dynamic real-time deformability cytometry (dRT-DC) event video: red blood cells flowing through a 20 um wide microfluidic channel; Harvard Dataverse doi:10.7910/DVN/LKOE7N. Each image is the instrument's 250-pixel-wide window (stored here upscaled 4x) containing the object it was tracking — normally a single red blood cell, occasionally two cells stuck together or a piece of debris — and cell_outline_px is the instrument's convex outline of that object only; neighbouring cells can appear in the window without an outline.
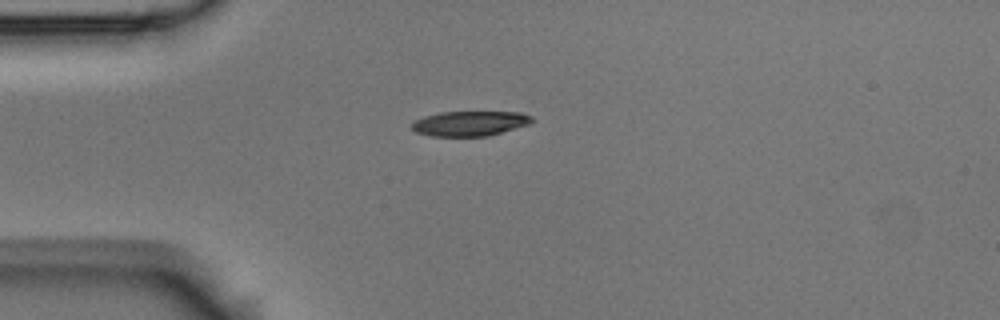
{"species": "Egyptian fruit bat (a non-hibernating species)", "species_latin": "Rousettus aegyptiacus", "temperature_condition": "room temperature", "stored_images_in_passage": 8, "camera_frame_rate_fps": 3000, "um_per_image_px": 0.085, "animal": {"sex": "male"}, "frame": {"image": 1, "passage_image": 1, "time_ms": 0.0, "image_size_px": [1000, 320], "cell_outline_px": [[532, 120], [528, 124], [488, 136], [428, 136], [416, 132], [412, 128], [412, 120], [424, 116], [440, 112], [520, 112], [532, 116]], "centroid_in_image_um": [39.88, 10.49], "position_along_channel_um": 45.1, "area_um2": 17.4}}
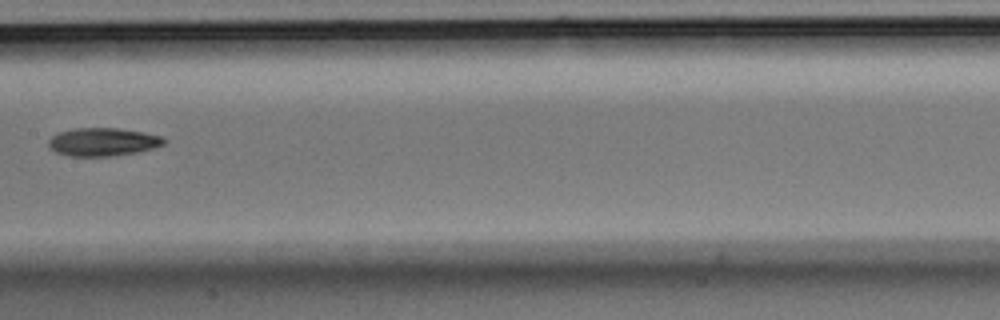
{"frame": {"image": 2, "passage_image": 5, "time_ms": 1.333, "image_size_px": [1000, 320], "cell_outline_px": [[168, 140], [164, 144], [152, 148], [136, 152], [108, 156], [68, 156], [56, 152], [48, 148], [48, 140], [56, 132], [76, 128], [116, 128], [144, 132], [164, 136]], "centroid_in_image_um": [8.73, 12.05], "position_along_channel_um": 198.7, "area_um2": 19.07}}
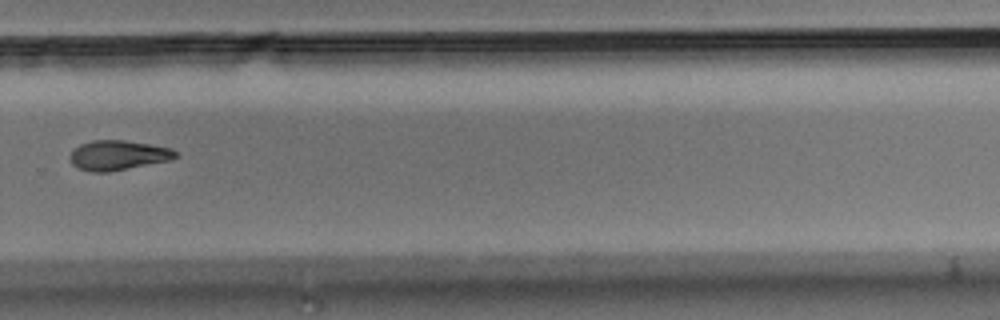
{"frame": {"image": 3, "passage_image": 8, "time_ms": 2.333, "image_size_px": [1000, 320], "cell_outline_px": [[180, 156], [168, 160], [108, 172], [92, 172], [80, 168], [72, 164], [68, 156], [80, 144], [92, 140], [124, 140], [172, 148], [180, 152]], "centroid_in_image_um": [10.05, 13.18], "position_along_channel_um": 319.7, "area_um2": 18.21}}